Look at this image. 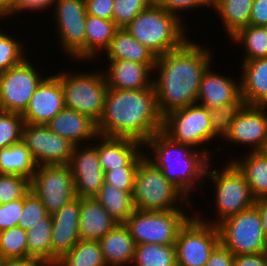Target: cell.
Listing matches in <instances>:
<instances>
[{
	"label": "cell",
	"mask_w": 267,
	"mask_h": 266,
	"mask_svg": "<svg viewBox=\"0 0 267 266\" xmlns=\"http://www.w3.org/2000/svg\"><path fill=\"white\" fill-rule=\"evenodd\" d=\"M211 50L206 43L201 45L189 38L180 48L156 57L153 86L163 117L196 104L201 78L214 59Z\"/></svg>",
	"instance_id": "cell-1"
},
{
	"label": "cell",
	"mask_w": 267,
	"mask_h": 266,
	"mask_svg": "<svg viewBox=\"0 0 267 266\" xmlns=\"http://www.w3.org/2000/svg\"><path fill=\"white\" fill-rule=\"evenodd\" d=\"M163 129L154 89L122 90L108 88L104 110L97 122L98 135L128 137L143 144Z\"/></svg>",
	"instance_id": "cell-2"
},
{
	"label": "cell",
	"mask_w": 267,
	"mask_h": 266,
	"mask_svg": "<svg viewBox=\"0 0 267 266\" xmlns=\"http://www.w3.org/2000/svg\"><path fill=\"white\" fill-rule=\"evenodd\" d=\"M143 148L148 149L144 152L145 157L190 200L193 191L201 190L206 185V170L213 160L205 153L173 141L162 130L148 139Z\"/></svg>",
	"instance_id": "cell-3"
},
{
	"label": "cell",
	"mask_w": 267,
	"mask_h": 266,
	"mask_svg": "<svg viewBox=\"0 0 267 266\" xmlns=\"http://www.w3.org/2000/svg\"><path fill=\"white\" fill-rule=\"evenodd\" d=\"M124 28L156 57L180 48L189 39L187 26L155 3Z\"/></svg>",
	"instance_id": "cell-4"
},
{
	"label": "cell",
	"mask_w": 267,
	"mask_h": 266,
	"mask_svg": "<svg viewBox=\"0 0 267 266\" xmlns=\"http://www.w3.org/2000/svg\"><path fill=\"white\" fill-rule=\"evenodd\" d=\"M132 195L135 209L142 211H170L188 207L190 213V209L194 208L191 207L192 201L145 156L138 164Z\"/></svg>",
	"instance_id": "cell-5"
},
{
	"label": "cell",
	"mask_w": 267,
	"mask_h": 266,
	"mask_svg": "<svg viewBox=\"0 0 267 266\" xmlns=\"http://www.w3.org/2000/svg\"><path fill=\"white\" fill-rule=\"evenodd\" d=\"M212 164L210 162L207 167L205 180L208 178L207 182L211 179L213 186L215 185L213 188L215 200L213 202L216 217L210 220L208 217L204 219V214L202 216L201 213L199 215L196 212L195 215L202 221L217 226L228 217L253 207L256 200L252 196L244 175L231 161H227L221 170L212 167Z\"/></svg>",
	"instance_id": "cell-6"
},
{
	"label": "cell",
	"mask_w": 267,
	"mask_h": 266,
	"mask_svg": "<svg viewBox=\"0 0 267 266\" xmlns=\"http://www.w3.org/2000/svg\"><path fill=\"white\" fill-rule=\"evenodd\" d=\"M73 71L61 70L55 74L63 89L64 106L90 117L97 123L102 116L108 91L103 70Z\"/></svg>",
	"instance_id": "cell-7"
},
{
	"label": "cell",
	"mask_w": 267,
	"mask_h": 266,
	"mask_svg": "<svg viewBox=\"0 0 267 266\" xmlns=\"http://www.w3.org/2000/svg\"><path fill=\"white\" fill-rule=\"evenodd\" d=\"M162 131L173 141L190 145L213 159L214 152L207 147L208 143L217 141V137L213 134L207 107L196 103L169 112L163 117Z\"/></svg>",
	"instance_id": "cell-8"
},
{
	"label": "cell",
	"mask_w": 267,
	"mask_h": 266,
	"mask_svg": "<svg viewBox=\"0 0 267 266\" xmlns=\"http://www.w3.org/2000/svg\"><path fill=\"white\" fill-rule=\"evenodd\" d=\"M191 217L184 209L142 211L135 209L124 223L136 245L175 244L180 228Z\"/></svg>",
	"instance_id": "cell-9"
},
{
	"label": "cell",
	"mask_w": 267,
	"mask_h": 266,
	"mask_svg": "<svg viewBox=\"0 0 267 266\" xmlns=\"http://www.w3.org/2000/svg\"><path fill=\"white\" fill-rule=\"evenodd\" d=\"M220 243L233 255L265 252L261 214L253 207L228 217L217 225Z\"/></svg>",
	"instance_id": "cell-10"
},
{
	"label": "cell",
	"mask_w": 267,
	"mask_h": 266,
	"mask_svg": "<svg viewBox=\"0 0 267 266\" xmlns=\"http://www.w3.org/2000/svg\"><path fill=\"white\" fill-rule=\"evenodd\" d=\"M53 6L55 34L62 53L78 64L85 61V0H55Z\"/></svg>",
	"instance_id": "cell-11"
},
{
	"label": "cell",
	"mask_w": 267,
	"mask_h": 266,
	"mask_svg": "<svg viewBox=\"0 0 267 266\" xmlns=\"http://www.w3.org/2000/svg\"><path fill=\"white\" fill-rule=\"evenodd\" d=\"M219 243L218 227L202 221L193 212L177 235V266H205Z\"/></svg>",
	"instance_id": "cell-12"
},
{
	"label": "cell",
	"mask_w": 267,
	"mask_h": 266,
	"mask_svg": "<svg viewBox=\"0 0 267 266\" xmlns=\"http://www.w3.org/2000/svg\"><path fill=\"white\" fill-rule=\"evenodd\" d=\"M35 66L26 57L18 65L0 73V111L19 114L25 111L37 86L47 76Z\"/></svg>",
	"instance_id": "cell-13"
},
{
	"label": "cell",
	"mask_w": 267,
	"mask_h": 266,
	"mask_svg": "<svg viewBox=\"0 0 267 266\" xmlns=\"http://www.w3.org/2000/svg\"><path fill=\"white\" fill-rule=\"evenodd\" d=\"M31 190L48 214L60 210L75 196L74 179L66 165H38L31 179Z\"/></svg>",
	"instance_id": "cell-14"
},
{
	"label": "cell",
	"mask_w": 267,
	"mask_h": 266,
	"mask_svg": "<svg viewBox=\"0 0 267 266\" xmlns=\"http://www.w3.org/2000/svg\"><path fill=\"white\" fill-rule=\"evenodd\" d=\"M22 143L29 149L37 165L69 164L75 147L64 137L53 133L47 125L24 123Z\"/></svg>",
	"instance_id": "cell-15"
},
{
	"label": "cell",
	"mask_w": 267,
	"mask_h": 266,
	"mask_svg": "<svg viewBox=\"0 0 267 266\" xmlns=\"http://www.w3.org/2000/svg\"><path fill=\"white\" fill-rule=\"evenodd\" d=\"M93 142L75 146L68 164L74 179L75 196L78 198L94 197L104 184L97 143Z\"/></svg>",
	"instance_id": "cell-16"
},
{
	"label": "cell",
	"mask_w": 267,
	"mask_h": 266,
	"mask_svg": "<svg viewBox=\"0 0 267 266\" xmlns=\"http://www.w3.org/2000/svg\"><path fill=\"white\" fill-rule=\"evenodd\" d=\"M223 140L249 147L248 152L261 151L267 141V106L245 105Z\"/></svg>",
	"instance_id": "cell-17"
},
{
	"label": "cell",
	"mask_w": 267,
	"mask_h": 266,
	"mask_svg": "<svg viewBox=\"0 0 267 266\" xmlns=\"http://www.w3.org/2000/svg\"><path fill=\"white\" fill-rule=\"evenodd\" d=\"M64 108L60 79L55 74H48L37 86L21 116L25 123L46 125Z\"/></svg>",
	"instance_id": "cell-18"
},
{
	"label": "cell",
	"mask_w": 267,
	"mask_h": 266,
	"mask_svg": "<svg viewBox=\"0 0 267 266\" xmlns=\"http://www.w3.org/2000/svg\"><path fill=\"white\" fill-rule=\"evenodd\" d=\"M81 198L75 197L60 210L51 214L52 217V266H55L66 252H69L81 239L79 221Z\"/></svg>",
	"instance_id": "cell-19"
},
{
	"label": "cell",
	"mask_w": 267,
	"mask_h": 266,
	"mask_svg": "<svg viewBox=\"0 0 267 266\" xmlns=\"http://www.w3.org/2000/svg\"><path fill=\"white\" fill-rule=\"evenodd\" d=\"M103 70L108 88L140 90L153 87L155 64H140L128 60H108Z\"/></svg>",
	"instance_id": "cell-20"
},
{
	"label": "cell",
	"mask_w": 267,
	"mask_h": 266,
	"mask_svg": "<svg viewBox=\"0 0 267 266\" xmlns=\"http://www.w3.org/2000/svg\"><path fill=\"white\" fill-rule=\"evenodd\" d=\"M212 64L205 70L196 103L208 109L235 101L241 95L240 79L238 81L224 73L212 71Z\"/></svg>",
	"instance_id": "cell-21"
},
{
	"label": "cell",
	"mask_w": 267,
	"mask_h": 266,
	"mask_svg": "<svg viewBox=\"0 0 267 266\" xmlns=\"http://www.w3.org/2000/svg\"><path fill=\"white\" fill-rule=\"evenodd\" d=\"M46 125L53 133L64 137L75 146L92 143L98 136L97 123L72 109L64 108Z\"/></svg>",
	"instance_id": "cell-22"
},
{
	"label": "cell",
	"mask_w": 267,
	"mask_h": 266,
	"mask_svg": "<svg viewBox=\"0 0 267 266\" xmlns=\"http://www.w3.org/2000/svg\"><path fill=\"white\" fill-rule=\"evenodd\" d=\"M95 142H98L97 150L104 173L127 166L144 149L141 141L128 137L98 135Z\"/></svg>",
	"instance_id": "cell-23"
},
{
	"label": "cell",
	"mask_w": 267,
	"mask_h": 266,
	"mask_svg": "<svg viewBox=\"0 0 267 266\" xmlns=\"http://www.w3.org/2000/svg\"><path fill=\"white\" fill-rule=\"evenodd\" d=\"M241 96L246 105L267 106V57L242 61Z\"/></svg>",
	"instance_id": "cell-24"
},
{
	"label": "cell",
	"mask_w": 267,
	"mask_h": 266,
	"mask_svg": "<svg viewBox=\"0 0 267 266\" xmlns=\"http://www.w3.org/2000/svg\"><path fill=\"white\" fill-rule=\"evenodd\" d=\"M98 242L106 266L132 265L136 243L124 223H118Z\"/></svg>",
	"instance_id": "cell-25"
},
{
	"label": "cell",
	"mask_w": 267,
	"mask_h": 266,
	"mask_svg": "<svg viewBox=\"0 0 267 266\" xmlns=\"http://www.w3.org/2000/svg\"><path fill=\"white\" fill-rule=\"evenodd\" d=\"M118 222L94 198H81L79 221L80 238L99 240L104 237Z\"/></svg>",
	"instance_id": "cell-26"
},
{
	"label": "cell",
	"mask_w": 267,
	"mask_h": 266,
	"mask_svg": "<svg viewBox=\"0 0 267 266\" xmlns=\"http://www.w3.org/2000/svg\"><path fill=\"white\" fill-rule=\"evenodd\" d=\"M104 55L107 60H128L140 64H155L156 56L133 38L125 28H119Z\"/></svg>",
	"instance_id": "cell-27"
},
{
	"label": "cell",
	"mask_w": 267,
	"mask_h": 266,
	"mask_svg": "<svg viewBox=\"0 0 267 266\" xmlns=\"http://www.w3.org/2000/svg\"><path fill=\"white\" fill-rule=\"evenodd\" d=\"M119 27L113 20L88 15L85 20V62L96 61L109 47Z\"/></svg>",
	"instance_id": "cell-28"
},
{
	"label": "cell",
	"mask_w": 267,
	"mask_h": 266,
	"mask_svg": "<svg viewBox=\"0 0 267 266\" xmlns=\"http://www.w3.org/2000/svg\"><path fill=\"white\" fill-rule=\"evenodd\" d=\"M229 161L244 175L255 200L267 197V157L261 151L246 152Z\"/></svg>",
	"instance_id": "cell-29"
},
{
	"label": "cell",
	"mask_w": 267,
	"mask_h": 266,
	"mask_svg": "<svg viewBox=\"0 0 267 266\" xmlns=\"http://www.w3.org/2000/svg\"><path fill=\"white\" fill-rule=\"evenodd\" d=\"M254 0H213V10L217 12L228 38L240 28L249 25Z\"/></svg>",
	"instance_id": "cell-30"
},
{
	"label": "cell",
	"mask_w": 267,
	"mask_h": 266,
	"mask_svg": "<svg viewBox=\"0 0 267 266\" xmlns=\"http://www.w3.org/2000/svg\"><path fill=\"white\" fill-rule=\"evenodd\" d=\"M132 194L104 182L94 198L118 223H125L135 210Z\"/></svg>",
	"instance_id": "cell-31"
},
{
	"label": "cell",
	"mask_w": 267,
	"mask_h": 266,
	"mask_svg": "<svg viewBox=\"0 0 267 266\" xmlns=\"http://www.w3.org/2000/svg\"><path fill=\"white\" fill-rule=\"evenodd\" d=\"M37 163L29 149L22 143L0 150V173L22 175L32 179Z\"/></svg>",
	"instance_id": "cell-32"
},
{
	"label": "cell",
	"mask_w": 267,
	"mask_h": 266,
	"mask_svg": "<svg viewBox=\"0 0 267 266\" xmlns=\"http://www.w3.org/2000/svg\"><path fill=\"white\" fill-rule=\"evenodd\" d=\"M27 232L28 258L41 261L45 266H52L51 232L52 217L48 214Z\"/></svg>",
	"instance_id": "cell-33"
},
{
	"label": "cell",
	"mask_w": 267,
	"mask_h": 266,
	"mask_svg": "<svg viewBox=\"0 0 267 266\" xmlns=\"http://www.w3.org/2000/svg\"><path fill=\"white\" fill-rule=\"evenodd\" d=\"M229 39L244 49L243 61L267 57V32L264 26L248 25L240 28ZM239 43V44H238Z\"/></svg>",
	"instance_id": "cell-34"
},
{
	"label": "cell",
	"mask_w": 267,
	"mask_h": 266,
	"mask_svg": "<svg viewBox=\"0 0 267 266\" xmlns=\"http://www.w3.org/2000/svg\"><path fill=\"white\" fill-rule=\"evenodd\" d=\"M55 266H106L98 240L80 239Z\"/></svg>",
	"instance_id": "cell-35"
},
{
	"label": "cell",
	"mask_w": 267,
	"mask_h": 266,
	"mask_svg": "<svg viewBox=\"0 0 267 266\" xmlns=\"http://www.w3.org/2000/svg\"><path fill=\"white\" fill-rule=\"evenodd\" d=\"M131 266H177L175 244L136 245Z\"/></svg>",
	"instance_id": "cell-36"
},
{
	"label": "cell",
	"mask_w": 267,
	"mask_h": 266,
	"mask_svg": "<svg viewBox=\"0 0 267 266\" xmlns=\"http://www.w3.org/2000/svg\"><path fill=\"white\" fill-rule=\"evenodd\" d=\"M245 105V100L240 95L233 102L209 109L213 134L221 138L220 141L231 131L233 122Z\"/></svg>",
	"instance_id": "cell-37"
},
{
	"label": "cell",
	"mask_w": 267,
	"mask_h": 266,
	"mask_svg": "<svg viewBox=\"0 0 267 266\" xmlns=\"http://www.w3.org/2000/svg\"><path fill=\"white\" fill-rule=\"evenodd\" d=\"M27 232L19 226L0 231V259H26Z\"/></svg>",
	"instance_id": "cell-38"
},
{
	"label": "cell",
	"mask_w": 267,
	"mask_h": 266,
	"mask_svg": "<svg viewBox=\"0 0 267 266\" xmlns=\"http://www.w3.org/2000/svg\"><path fill=\"white\" fill-rule=\"evenodd\" d=\"M0 28V73L21 63L26 57L23 40ZM7 33V34H6ZM17 38V39H16ZM22 42V43H21Z\"/></svg>",
	"instance_id": "cell-39"
},
{
	"label": "cell",
	"mask_w": 267,
	"mask_h": 266,
	"mask_svg": "<svg viewBox=\"0 0 267 266\" xmlns=\"http://www.w3.org/2000/svg\"><path fill=\"white\" fill-rule=\"evenodd\" d=\"M24 123L21 114L0 111V150L22 142Z\"/></svg>",
	"instance_id": "cell-40"
},
{
	"label": "cell",
	"mask_w": 267,
	"mask_h": 266,
	"mask_svg": "<svg viewBox=\"0 0 267 266\" xmlns=\"http://www.w3.org/2000/svg\"><path fill=\"white\" fill-rule=\"evenodd\" d=\"M31 190V179L22 175L0 173V204L25 197Z\"/></svg>",
	"instance_id": "cell-41"
},
{
	"label": "cell",
	"mask_w": 267,
	"mask_h": 266,
	"mask_svg": "<svg viewBox=\"0 0 267 266\" xmlns=\"http://www.w3.org/2000/svg\"><path fill=\"white\" fill-rule=\"evenodd\" d=\"M145 156L143 150L127 165L104 173V182L120 190L133 192L134 179L140 160Z\"/></svg>",
	"instance_id": "cell-42"
},
{
	"label": "cell",
	"mask_w": 267,
	"mask_h": 266,
	"mask_svg": "<svg viewBox=\"0 0 267 266\" xmlns=\"http://www.w3.org/2000/svg\"><path fill=\"white\" fill-rule=\"evenodd\" d=\"M153 3L154 0H114L113 21L119 28H124Z\"/></svg>",
	"instance_id": "cell-43"
},
{
	"label": "cell",
	"mask_w": 267,
	"mask_h": 266,
	"mask_svg": "<svg viewBox=\"0 0 267 266\" xmlns=\"http://www.w3.org/2000/svg\"><path fill=\"white\" fill-rule=\"evenodd\" d=\"M48 215L41 200L30 190L29 193L23 197V209L21 217L19 218L18 226L27 231L37 225L41 219Z\"/></svg>",
	"instance_id": "cell-44"
},
{
	"label": "cell",
	"mask_w": 267,
	"mask_h": 266,
	"mask_svg": "<svg viewBox=\"0 0 267 266\" xmlns=\"http://www.w3.org/2000/svg\"><path fill=\"white\" fill-rule=\"evenodd\" d=\"M154 3L165 9L167 12L175 15L179 20L184 22L182 15L180 13H184L189 11L190 13L193 12L192 10L202 8L206 9V7H210V10L213 9V0H154ZM179 12V13H178Z\"/></svg>",
	"instance_id": "cell-45"
},
{
	"label": "cell",
	"mask_w": 267,
	"mask_h": 266,
	"mask_svg": "<svg viewBox=\"0 0 267 266\" xmlns=\"http://www.w3.org/2000/svg\"><path fill=\"white\" fill-rule=\"evenodd\" d=\"M23 209V198L0 204V231L18 226Z\"/></svg>",
	"instance_id": "cell-46"
},
{
	"label": "cell",
	"mask_w": 267,
	"mask_h": 266,
	"mask_svg": "<svg viewBox=\"0 0 267 266\" xmlns=\"http://www.w3.org/2000/svg\"><path fill=\"white\" fill-rule=\"evenodd\" d=\"M55 0H14V16L22 14L23 12H43L52 11L49 8L53 7ZM22 12V13H21Z\"/></svg>",
	"instance_id": "cell-47"
},
{
	"label": "cell",
	"mask_w": 267,
	"mask_h": 266,
	"mask_svg": "<svg viewBox=\"0 0 267 266\" xmlns=\"http://www.w3.org/2000/svg\"><path fill=\"white\" fill-rule=\"evenodd\" d=\"M114 0H85L88 15L113 20Z\"/></svg>",
	"instance_id": "cell-48"
},
{
	"label": "cell",
	"mask_w": 267,
	"mask_h": 266,
	"mask_svg": "<svg viewBox=\"0 0 267 266\" xmlns=\"http://www.w3.org/2000/svg\"><path fill=\"white\" fill-rule=\"evenodd\" d=\"M205 266H234V255L219 243L211 252Z\"/></svg>",
	"instance_id": "cell-49"
},
{
	"label": "cell",
	"mask_w": 267,
	"mask_h": 266,
	"mask_svg": "<svg viewBox=\"0 0 267 266\" xmlns=\"http://www.w3.org/2000/svg\"><path fill=\"white\" fill-rule=\"evenodd\" d=\"M249 24L254 26L267 24V0L253 1Z\"/></svg>",
	"instance_id": "cell-50"
},
{
	"label": "cell",
	"mask_w": 267,
	"mask_h": 266,
	"mask_svg": "<svg viewBox=\"0 0 267 266\" xmlns=\"http://www.w3.org/2000/svg\"><path fill=\"white\" fill-rule=\"evenodd\" d=\"M234 266H267L265 252L234 255Z\"/></svg>",
	"instance_id": "cell-51"
},
{
	"label": "cell",
	"mask_w": 267,
	"mask_h": 266,
	"mask_svg": "<svg viewBox=\"0 0 267 266\" xmlns=\"http://www.w3.org/2000/svg\"><path fill=\"white\" fill-rule=\"evenodd\" d=\"M0 266H45L34 258L26 259H0Z\"/></svg>",
	"instance_id": "cell-52"
},
{
	"label": "cell",
	"mask_w": 267,
	"mask_h": 266,
	"mask_svg": "<svg viewBox=\"0 0 267 266\" xmlns=\"http://www.w3.org/2000/svg\"><path fill=\"white\" fill-rule=\"evenodd\" d=\"M255 206L261 214L263 233L267 240V197L257 199L255 201Z\"/></svg>",
	"instance_id": "cell-53"
},
{
	"label": "cell",
	"mask_w": 267,
	"mask_h": 266,
	"mask_svg": "<svg viewBox=\"0 0 267 266\" xmlns=\"http://www.w3.org/2000/svg\"><path fill=\"white\" fill-rule=\"evenodd\" d=\"M14 16V0H0V20Z\"/></svg>",
	"instance_id": "cell-54"
},
{
	"label": "cell",
	"mask_w": 267,
	"mask_h": 266,
	"mask_svg": "<svg viewBox=\"0 0 267 266\" xmlns=\"http://www.w3.org/2000/svg\"><path fill=\"white\" fill-rule=\"evenodd\" d=\"M261 152L267 157V141L264 144L263 148L261 149Z\"/></svg>",
	"instance_id": "cell-55"
},
{
	"label": "cell",
	"mask_w": 267,
	"mask_h": 266,
	"mask_svg": "<svg viewBox=\"0 0 267 266\" xmlns=\"http://www.w3.org/2000/svg\"><path fill=\"white\" fill-rule=\"evenodd\" d=\"M264 28H265V30H266V32H267V24H266V25H264Z\"/></svg>",
	"instance_id": "cell-56"
},
{
	"label": "cell",
	"mask_w": 267,
	"mask_h": 266,
	"mask_svg": "<svg viewBox=\"0 0 267 266\" xmlns=\"http://www.w3.org/2000/svg\"><path fill=\"white\" fill-rule=\"evenodd\" d=\"M265 254H266V257H267V246H266V249H265Z\"/></svg>",
	"instance_id": "cell-57"
}]
</instances>
